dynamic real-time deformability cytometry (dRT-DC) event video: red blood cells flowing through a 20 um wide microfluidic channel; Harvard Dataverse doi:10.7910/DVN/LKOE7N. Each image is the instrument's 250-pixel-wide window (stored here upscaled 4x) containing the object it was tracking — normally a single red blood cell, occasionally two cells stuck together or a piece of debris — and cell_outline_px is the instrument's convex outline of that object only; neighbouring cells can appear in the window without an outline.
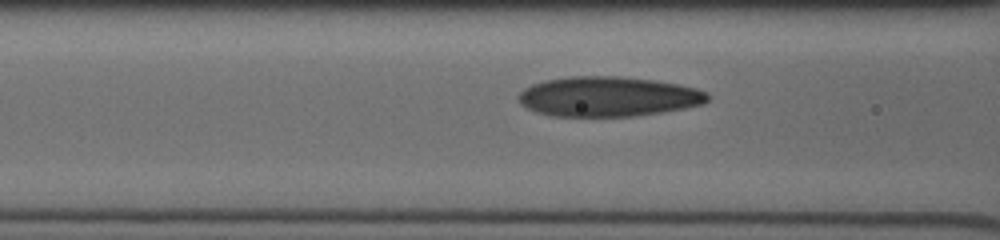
{"species": "human", "species_latin": "Homo sapiens", "temperature_condition": "cold", "stored_images_in_passage": 6, "camera_frame_rate_fps": 3000, "um_per_image_px": 0.085, "donor": {"sex": "male"}, "frame": {"image": 1, "passage_image": 4, "time_ms": 1.0, "image_size_px": [1000, 240], "cell_outline_px": [[708, 100], [704, 104], [684, 108], [660, 112], [632, 116], [552, 116], [536, 112], [520, 104], [516, 96], [524, 88], [532, 84], [544, 80], [568, 76], [620, 76], [652, 80], [676, 84], [696, 88], [704, 92], [708, 96]], "centroid_in_image_um": [51.63, 8.2], "position_along_channel_um": 115.0, "area_um2": 43.93}}